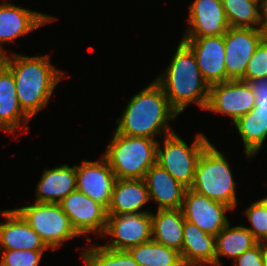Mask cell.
Masks as SVG:
<instances>
[{
  "instance_id": "cell-3",
  "label": "cell",
  "mask_w": 267,
  "mask_h": 266,
  "mask_svg": "<svg viewBox=\"0 0 267 266\" xmlns=\"http://www.w3.org/2000/svg\"><path fill=\"white\" fill-rule=\"evenodd\" d=\"M162 88L171 107L180 115L191 103L205 109L210 86L198 67L192 49L180 41L165 73L154 79Z\"/></svg>"
},
{
  "instance_id": "cell-27",
  "label": "cell",
  "mask_w": 267,
  "mask_h": 266,
  "mask_svg": "<svg viewBox=\"0 0 267 266\" xmlns=\"http://www.w3.org/2000/svg\"><path fill=\"white\" fill-rule=\"evenodd\" d=\"M228 24L232 28L264 29L262 9L248 0H222Z\"/></svg>"
},
{
  "instance_id": "cell-25",
  "label": "cell",
  "mask_w": 267,
  "mask_h": 266,
  "mask_svg": "<svg viewBox=\"0 0 267 266\" xmlns=\"http://www.w3.org/2000/svg\"><path fill=\"white\" fill-rule=\"evenodd\" d=\"M242 138L245 155L250 160L262 147L267 138V111L254 107L233 123Z\"/></svg>"
},
{
  "instance_id": "cell-2",
  "label": "cell",
  "mask_w": 267,
  "mask_h": 266,
  "mask_svg": "<svg viewBox=\"0 0 267 266\" xmlns=\"http://www.w3.org/2000/svg\"><path fill=\"white\" fill-rule=\"evenodd\" d=\"M179 114L171 107L161 86L153 80L148 86L135 94L118 118L116 132L157 140L156 137L174 132L169 123Z\"/></svg>"
},
{
  "instance_id": "cell-4",
  "label": "cell",
  "mask_w": 267,
  "mask_h": 266,
  "mask_svg": "<svg viewBox=\"0 0 267 266\" xmlns=\"http://www.w3.org/2000/svg\"><path fill=\"white\" fill-rule=\"evenodd\" d=\"M158 140L114 132L103 157L116 178L144 179L156 163Z\"/></svg>"
},
{
  "instance_id": "cell-16",
  "label": "cell",
  "mask_w": 267,
  "mask_h": 266,
  "mask_svg": "<svg viewBox=\"0 0 267 266\" xmlns=\"http://www.w3.org/2000/svg\"><path fill=\"white\" fill-rule=\"evenodd\" d=\"M54 20L57 18L4 0L0 4V43L13 42L20 36L27 35Z\"/></svg>"
},
{
  "instance_id": "cell-19",
  "label": "cell",
  "mask_w": 267,
  "mask_h": 266,
  "mask_svg": "<svg viewBox=\"0 0 267 266\" xmlns=\"http://www.w3.org/2000/svg\"><path fill=\"white\" fill-rule=\"evenodd\" d=\"M30 120L19 104L14 76L3 65L0 68V129L11 134H14L16 129L28 131L30 127L26 124Z\"/></svg>"
},
{
  "instance_id": "cell-12",
  "label": "cell",
  "mask_w": 267,
  "mask_h": 266,
  "mask_svg": "<svg viewBox=\"0 0 267 266\" xmlns=\"http://www.w3.org/2000/svg\"><path fill=\"white\" fill-rule=\"evenodd\" d=\"M265 37L264 29L232 28L224 34L225 69L231 80L241 79L257 45Z\"/></svg>"
},
{
  "instance_id": "cell-24",
  "label": "cell",
  "mask_w": 267,
  "mask_h": 266,
  "mask_svg": "<svg viewBox=\"0 0 267 266\" xmlns=\"http://www.w3.org/2000/svg\"><path fill=\"white\" fill-rule=\"evenodd\" d=\"M257 243L258 241L253 237L252 233L246 226L236 225L231 227L228 223L215 236V266L222 265V262H220L221 256L235 260Z\"/></svg>"
},
{
  "instance_id": "cell-31",
  "label": "cell",
  "mask_w": 267,
  "mask_h": 266,
  "mask_svg": "<svg viewBox=\"0 0 267 266\" xmlns=\"http://www.w3.org/2000/svg\"><path fill=\"white\" fill-rule=\"evenodd\" d=\"M45 250H0V266H39Z\"/></svg>"
},
{
  "instance_id": "cell-17",
  "label": "cell",
  "mask_w": 267,
  "mask_h": 266,
  "mask_svg": "<svg viewBox=\"0 0 267 266\" xmlns=\"http://www.w3.org/2000/svg\"><path fill=\"white\" fill-rule=\"evenodd\" d=\"M0 250H50L16 209L2 210Z\"/></svg>"
},
{
  "instance_id": "cell-5",
  "label": "cell",
  "mask_w": 267,
  "mask_h": 266,
  "mask_svg": "<svg viewBox=\"0 0 267 266\" xmlns=\"http://www.w3.org/2000/svg\"><path fill=\"white\" fill-rule=\"evenodd\" d=\"M236 184L225 155L210 143L198 159L190 189L234 210L238 202Z\"/></svg>"
},
{
  "instance_id": "cell-21",
  "label": "cell",
  "mask_w": 267,
  "mask_h": 266,
  "mask_svg": "<svg viewBox=\"0 0 267 266\" xmlns=\"http://www.w3.org/2000/svg\"><path fill=\"white\" fill-rule=\"evenodd\" d=\"M180 255L184 266H215V236L185 220Z\"/></svg>"
},
{
  "instance_id": "cell-18",
  "label": "cell",
  "mask_w": 267,
  "mask_h": 266,
  "mask_svg": "<svg viewBox=\"0 0 267 266\" xmlns=\"http://www.w3.org/2000/svg\"><path fill=\"white\" fill-rule=\"evenodd\" d=\"M150 201L158 204V209H181L186 187L168 171L155 163L144 177Z\"/></svg>"
},
{
  "instance_id": "cell-10",
  "label": "cell",
  "mask_w": 267,
  "mask_h": 266,
  "mask_svg": "<svg viewBox=\"0 0 267 266\" xmlns=\"http://www.w3.org/2000/svg\"><path fill=\"white\" fill-rule=\"evenodd\" d=\"M59 204L79 236L89 233L102 236L108 219L107 209L102 204L93 201L77 189Z\"/></svg>"
},
{
  "instance_id": "cell-28",
  "label": "cell",
  "mask_w": 267,
  "mask_h": 266,
  "mask_svg": "<svg viewBox=\"0 0 267 266\" xmlns=\"http://www.w3.org/2000/svg\"><path fill=\"white\" fill-rule=\"evenodd\" d=\"M83 249L81 258L85 266H139L127 250L108 249L97 244Z\"/></svg>"
},
{
  "instance_id": "cell-37",
  "label": "cell",
  "mask_w": 267,
  "mask_h": 266,
  "mask_svg": "<svg viewBox=\"0 0 267 266\" xmlns=\"http://www.w3.org/2000/svg\"><path fill=\"white\" fill-rule=\"evenodd\" d=\"M260 201L265 205V207L267 209V197L260 199Z\"/></svg>"
},
{
  "instance_id": "cell-13",
  "label": "cell",
  "mask_w": 267,
  "mask_h": 266,
  "mask_svg": "<svg viewBox=\"0 0 267 266\" xmlns=\"http://www.w3.org/2000/svg\"><path fill=\"white\" fill-rule=\"evenodd\" d=\"M193 51L198 67L209 86L231 80L225 69L224 35L182 38Z\"/></svg>"
},
{
  "instance_id": "cell-29",
  "label": "cell",
  "mask_w": 267,
  "mask_h": 266,
  "mask_svg": "<svg viewBox=\"0 0 267 266\" xmlns=\"http://www.w3.org/2000/svg\"><path fill=\"white\" fill-rule=\"evenodd\" d=\"M246 218L252 227L246 228L258 242L267 243V209L259 200L253 202L245 211Z\"/></svg>"
},
{
  "instance_id": "cell-7",
  "label": "cell",
  "mask_w": 267,
  "mask_h": 266,
  "mask_svg": "<svg viewBox=\"0 0 267 266\" xmlns=\"http://www.w3.org/2000/svg\"><path fill=\"white\" fill-rule=\"evenodd\" d=\"M50 250L80 237L59 203H38L15 208Z\"/></svg>"
},
{
  "instance_id": "cell-38",
  "label": "cell",
  "mask_w": 267,
  "mask_h": 266,
  "mask_svg": "<svg viewBox=\"0 0 267 266\" xmlns=\"http://www.w3.org/2000/svg\"><path fill=\"white\" fill-rule=\"evenodd\" d=\"M264 30H265V37L267 38V21L265 22V28H264Z\"/></svg>"
},
{
  "instance_id": "cell-34",
  "label": "cell",
  "mask_w": 267,
  "mask_h": 266,
  "mask_svg": "<svg viewBox=\"0 0 267 266\" xmlns=\"http://www.w3.org/2000/svg\"><path fill=\"white\" fill-rule=\"evenodd\" d=\"M6 54H7V51L3 49L2 45H0V68L5 63Z\"/></svg>"
},
{
  "instance_id": "cell-23",
  "label": "cell",
  "mask_w": 267,
  "mask_h": 266,
  "mask_svg": "<svg viewBox=\"0 0 267 266\" xmlns=\"http://www.w3.org/2000/svg\"><path fill=\"white\" fill-rule=\"evenodd\" d=\"M152 239L181 252L184 216L181 209H157L152 213Z\"/></svg>"
},
{
  "instance_id": "cell-8",
  "label": "cell",
  "mask_w": 267,
  "mask_h": 266,
  "mask_svg": "<svg viewBox=\"0 0 267 266\" xmlns=\"http://www.w3.org/2000/svg\"><path fill=\"white\" fill-rule=\"evenodd\" d=\"M256 105V96L248 82L228 80L210 86L205 110L227 115L235 123Z\"/></svg>"
},
{
  "instance_id": "cell-15",
  "label": "cell",
  "mask_w": 267,
  "mask_h": 266,
  "mask_svg": "<svg viewBox=\"0 0 267 266\" xmlns=\"http://www.w3.org/2000/svg\"><path fill=\"white\" fill-rule=\"evenodd\" d=\"M188 10L183 38L221 36L230 28L222 0H194Z\"/></svg>"
},
{
  "instance_id": "cell-35",
  "label": "cell",
  "mask_w": 267,
  "mask_h": 266,
  "mask_svg": "<svg viewBox=\"0 0 267 266\" xmlns=\"http://www.w3.org/2000/svg\"><path fill=\"white\" fill-rule=\"evenodd\" d=\"M262 16L264 21H267V0H265L264 5L262 7Z\"/></svg>"
},
{
  "instance_id": "cell-26",
  "label": "cell",
  "mask_w": 267,
  "mask_h": 266,
  "mask_svg": "<svg viewBox=\"0 0 267 266\" xmlns=\"http://www.w3.org/2000/svg\"><path fill=\"white\" fill-rule=\"evenodd\" d=\"M127 251L139 266H184L180 252L153 239Z\"/></svg>"
},
{
  "instance_id": "cell-6",
  "label": "cell",
  "mask_w": 267,
  "mask_h": 266,
  "mask_svg": "<svg viewBox=\"0 0 267 266\" xmlns=\"http://www.w3.org/2000/svg\"><path fill=\"white\" fill-rule=\"evenodd\" d=\"M209 144L208 138L204 134L198 133L191 146H188L173 132L164 137L163 149L158 140L156 163L183 186L190 188L194 181L198 159Z\"/></svg>"
},
{
  "instance_id": "cell-22",
  "label": "cell",
  "mask_w": 267,
  "mask_h": 266,
  "mask_svg": "<svg viewBox=\"0 0 267 266\" xmlns=\"http://www.w3.org/2000/svg\"><path fill=\"white\" fill-rule=\"evenodd\" d=\"M76 190V165L45 169L36 187L38 203H59Z\"/></svg>"
},
{
  "instance_id": "cell-1",
  "label": "cell",
  "mask_w": 267,
  "mask_h": 266,
  "mask_svg": "<svg viewBox=\"0 0 267 266\" xmlns=\"http://www.w3.org/2000/svg\"><path fill=\"white\" fill-rule=\"evenodd\" d=\"M4 65L14 76L19 104L30 118L48 105L56 85L64 77L48 55L6 54Z\"/></svg>"
},
{
  "instance_id": "cell-9",
  "label": "cell",
  "mask_w": 267,
  "mask_h": 266,
  "mask_svg": "<svg viewBox=\"0 0 267 266\" xmlns=\"http://www.w3.org/2000/svg\"><path fill=\"white\" fill-rule=\"evenodd\" d=\"M105 236L112 240L102 246L114 250H128L152 240L151 212L108 215L106 228L101 237Z\"/></svg>"
},
{
  "instance_id": "cell-33",
  "label": "cell",
  "mask_w": 267,
  "mask_h": 266,
  "mask_svg": "<svg viewBox=\"0 0 267 266\" xmlns=\"http://www.w3.org/2000/svg\"><path fill=\"white\" fill-rule=\"evenodd\" d=\"M253 94L256 96V105L259 110L267 111V78L248 82Z\"/></svg>"
},
{
  "instance_id": "cell-14",
  "label": "cell",
  "mask_w": 267,
  "mask_h": 266,
  "mask_svg": "<svg viewBox=\"0 0 267 266\" xmlns=\"http://www.w3.org/2000/svg\"><path fill=\"white\" fill-rule=\"evenodd\" d=\"M100 158L76 165V189L108 209L116 177L107 160Z\"/></svg>"
},
{
  "instance_id": "cell-11",
  "label": "cell",
  "mask_w": 267,
  "mask_h": 266,
  "mask_svg": "<svg viewBox=\"0 0 267 266\" xmlns=\"http://www.w3.org/2000/svg\"><path fill=\"white\" fill-rule=\"evenodd\" d=\"M181 210L186 221L194 223L203 232L216 236L230 223L226 213L233 209L187 188Z\"/></svg>"
},
{
  "instance_id": "cell-20",
  "label": "cell",
  "mask_w": 267,
  "mask_h": 266,
  "mask_svg": "<svg viewBox=\"0 0 267 266\" xmlns=\"http://www.w3.org/2000/svg\"><path fill=\"white\" fill-rule=\"evenodd\" d=\"M150 202L149 192L144 179L116 178L112 189L108 215L148 213L142 207Z\"/></svg>"
},
{
  "instance_id": "cell-32",
  "label": "cell",
  "mask_w": 267,
  "mask_h": 266,
  "mask_svg": "<svg viewBox=\"0 0 267 266\" xmlns=\"http://www.w3.org/2000/svg\"><path fill=\"white\" fill-rule=\"evenodd\" d=\"M267 259V243L258 242L251 249L247 250L234 262V266H265Z\"/></svg>"
},
{
  "instance_id": "cell-30",
  "label": "cell",
  "mask_w": 267,
  "mask_h": 266,
  "mask_svg": "<svg viewBox=\"0 0 267 266\" xmlns=\"http://www.w3.org/2000/svg\"><path fill=\"white\" fill-rule=\"evenodd\" d=\"M267 78V38L264 37L257 45L246 66L245 75L240 79L250 82Z\"/></svg>"
},
{
  "instance_id": "cell-36",
  "label": "cell",
  "mask_w": 267,
  "mask_h": 266,
  "mask_svg": "<svg viewBox=\"0 0 267 266\" xmlns=\"http://www.w3.org/2000/svg\"><path fill=\"white\" fill-rule=\"evenodd\" d=\"M248 1H250L254 4H257L261 9H262L264 2H265V0H248Z\"/></svg>"
}]
</instances>
